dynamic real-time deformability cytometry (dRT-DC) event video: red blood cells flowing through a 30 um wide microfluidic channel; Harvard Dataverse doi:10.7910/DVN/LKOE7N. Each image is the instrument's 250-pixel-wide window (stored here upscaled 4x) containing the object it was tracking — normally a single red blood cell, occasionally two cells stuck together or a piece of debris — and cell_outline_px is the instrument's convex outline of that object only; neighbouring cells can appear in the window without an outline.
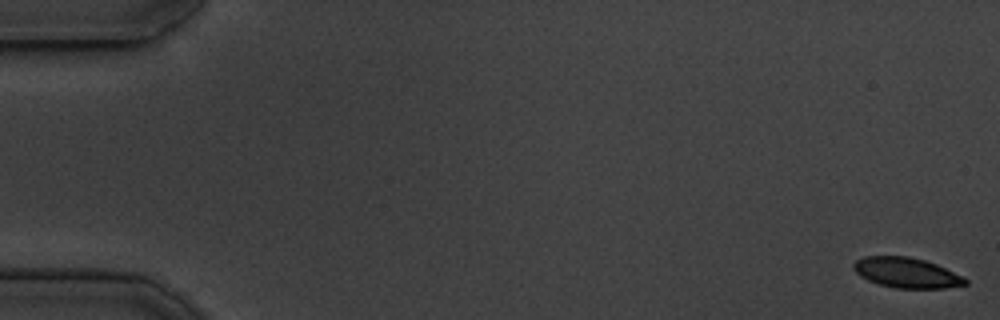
{"species": "common noctule bat (a hibernating species)", "species_latin": "Nyctalus noctula", "temperature_condition": "cold", "stored_images_in_passage": 55, "camera_frame_rate_fps": 3000, "um_per_image_px": 0.085, "animal": {"sex": "male", "body_mass_g": 19.5, "forearm_length_mm": 54.6}, "frame": {"image": 1, "passage_image": 1, "time_ms": 0.0, "image_size_px": [1000, 320], "cell_outline_px": [[968, 284], [944, 288], [896, 288], [880, 284], [868, 280], [860, 276], [852, 268], [852, 264], [856, 260], [864, 256], [908, 256], [924, 260], [936, 264], [964, 276], [968, 280]], "centroid_in_image_um": [77.06, 23.17], "position_along_channel_um": 7.9, "area_um2": 19.71}}
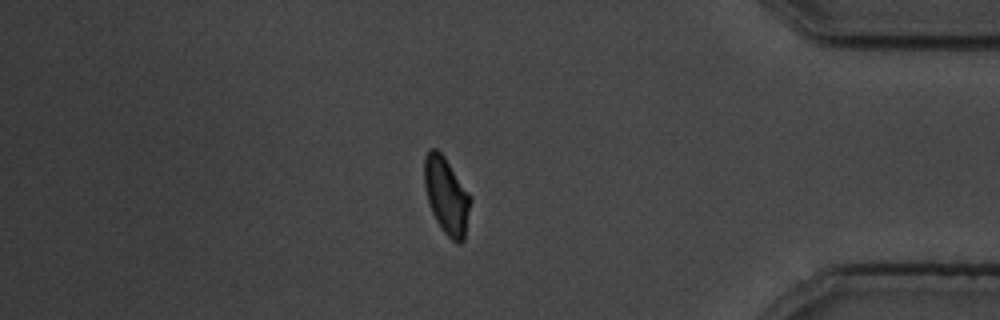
{"frame": {"image": 2, "passage_image": 47, "time_ms": 15.333, "image_size_px": [1000, 320], "cell_outline_px": [[472, 200], [464, 240], [460, 244], [456, 244], [444, 232], [436, 220], [432, 212], [428, 200], [424, 184], [424, 156], [428, 148], [436, 148], [444, 156], [472, 196]], "centroid_in_image_um": [37.97, 16.62], "position_along_channel_um": 397.2, "area_um2": 20.87}}
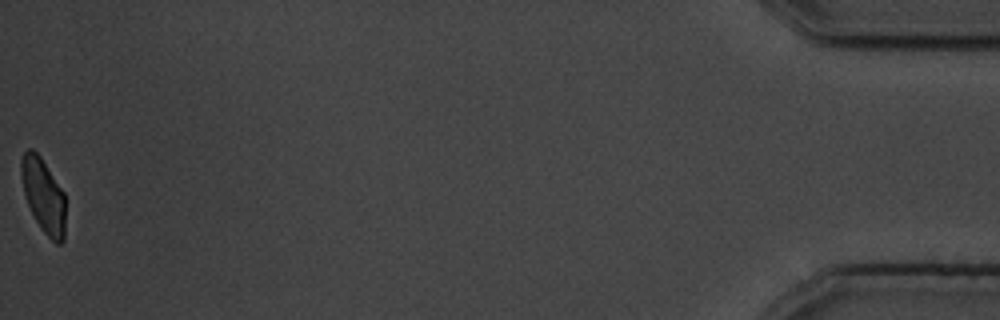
{"frame": {"image": 3, "passage_image": 55, "time_ms": 18.0, "image_size_px": [1000, 320], "cell_outline_px": [[64, 240], [60, 244], [56, 244], [40, 228], [28, 204], [24, 192], [20, 176], [20, 160], [24, 152], [28, 148], [32, 148], [40, 156], [64, 192]], "centroid_in_image_um": [3.67, 16.59], "position_along_channel_um": 431.5, "area_um2": 19.02}, "authors_computed_cell_mechanics": {"area_um2": 21.2126, "velocity_mm_per_s": 3.6878, "shape_relaxation_time_tau1_ms": 2.3631, "shape_relaxation_time_tau2_ms": 2.0458, "deformation_change_tau1": 0.0995, "deformation_change_tau2": 0.0481}}